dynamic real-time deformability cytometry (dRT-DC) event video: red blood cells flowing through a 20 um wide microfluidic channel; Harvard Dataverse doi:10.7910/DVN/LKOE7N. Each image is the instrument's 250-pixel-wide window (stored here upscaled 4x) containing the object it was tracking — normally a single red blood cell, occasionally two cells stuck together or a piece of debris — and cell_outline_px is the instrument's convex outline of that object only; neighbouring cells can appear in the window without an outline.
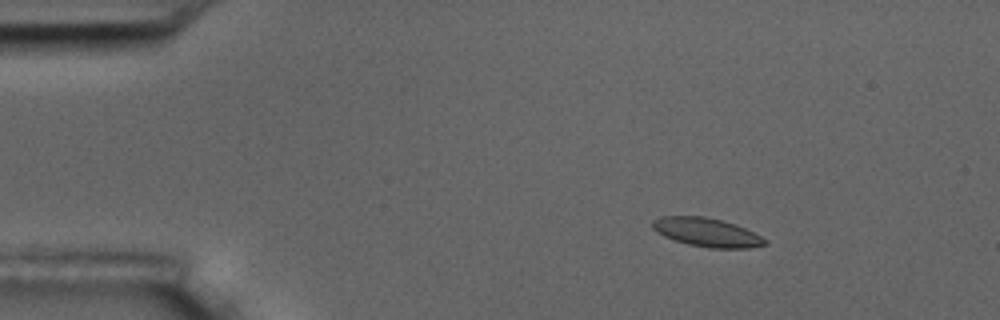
{"species": "common noctule bat (a hibernating species)", "species_latin": "Nyctalus noctula", "temperature_condition": "room temperature", "stored_images_in_passage": 3, "camera_frame_rate_fps": 3000, "um_per_image_px": 0.085, "animal": {"sex": "male", "body_mass_g": 17.5, "forearm_length_mm": 52.3}, "frame": {"image": 1, "passage_image": 1, "time_ms": 0.0, "image_size_px": [1000, 320], "cell_outline_px": [[768, 240], [764, 244], [748, 248], [708, 248], [688, 244], [664, 236], [656, 232], [652, 228], [652, 220], [660, 216], [704, 216], [736, 224]], "centroid_in_image_um": [60.03, 19.74], "position_along_channel_um": 25.0, "area_um2": 18.67}}